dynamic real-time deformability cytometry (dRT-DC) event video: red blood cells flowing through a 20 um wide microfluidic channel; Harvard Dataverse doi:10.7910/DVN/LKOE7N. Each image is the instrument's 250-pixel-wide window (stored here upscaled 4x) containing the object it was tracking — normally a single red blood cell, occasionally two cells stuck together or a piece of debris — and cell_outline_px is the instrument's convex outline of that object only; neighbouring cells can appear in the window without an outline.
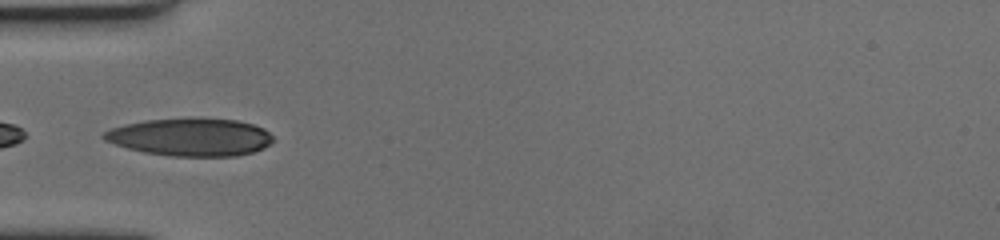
{"species": "human", "species_latin": "Homo sapiens", "temperature_condition": "cold", "stored_images_in_passage": 39, "camera_frame_rate_fps": 3000, "um_per_image_px": 0.085, "donor": {"sex": "female"}, "frame": {"image": 1, "passage_image": 1, "time_ms": 0.0, "image_size_px": [1000, 240], "cell_outline_px": [[272, 140], [264, 148], [252, 152], [236, 156], [168, 156], [144, 152], [128, 148], [104, 140], [100, 136], [104, 132], [112, 128], [124, 124], [144, 120], [236, 120], [252, 124], [264, 128], [272, 136]], "centroid_in_image_um": [16.17, 11.68], "position_along_channel_um": 68.8, "area_um2": 36.41}}
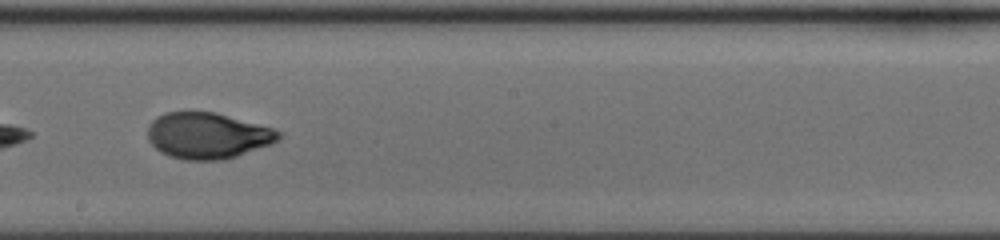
{"frame": {"image": 2, "passage_image": 15, "time_ms": 4.667, "image_size_px": [1000, 240], "cell_outline_px": [[280, 136], [272, 144], [224, 160], [184, 160], [168, 156], [160, 152], [148, 140], [148, 124], [156, 116], [164, 112], [216, 112], [272, 128], [280, 132]], "centroid_in_image_um": [17.6, 11.53], "position_along_channel_um": 230.6, "area_um2": 35.2}}
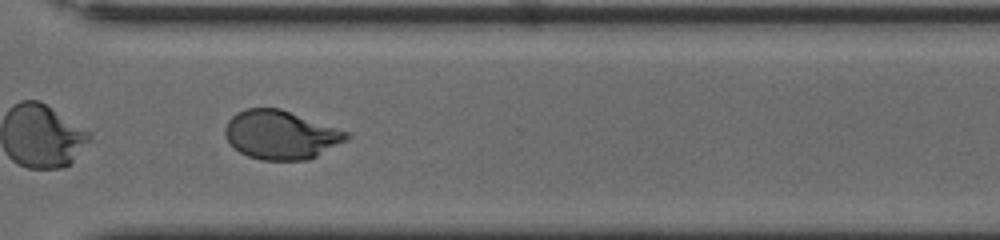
{"frame": {"image": 3, "passage_image": 25, "time_ms": 8.0, "image_size_px": [1000, 240], "cell_outline_px": [[352, 136], [348, 140], [308, 160], [260, 160], [248, 156], [240, 152], [224, 136], [224, 128], [228, 120], [236, 112], [244, 108], [280, 108], [348, 132]], "centroid_in_image_um": [23.86, 11.46], "position_along_channel_um": 346.7, "area_um2": 34.51}, "authors_computed_cell_mechanics": {"area_um2": 35.4892, "velocity_mm_per_s": 3.476, "shape_relaxation_time_tau1_ms": 4.5533, "shape_relaxation_time_tau2_ms": 1.0153, "deformation_change_tau1": 0.1983, "deformation_change_tau2": 0.0526}}